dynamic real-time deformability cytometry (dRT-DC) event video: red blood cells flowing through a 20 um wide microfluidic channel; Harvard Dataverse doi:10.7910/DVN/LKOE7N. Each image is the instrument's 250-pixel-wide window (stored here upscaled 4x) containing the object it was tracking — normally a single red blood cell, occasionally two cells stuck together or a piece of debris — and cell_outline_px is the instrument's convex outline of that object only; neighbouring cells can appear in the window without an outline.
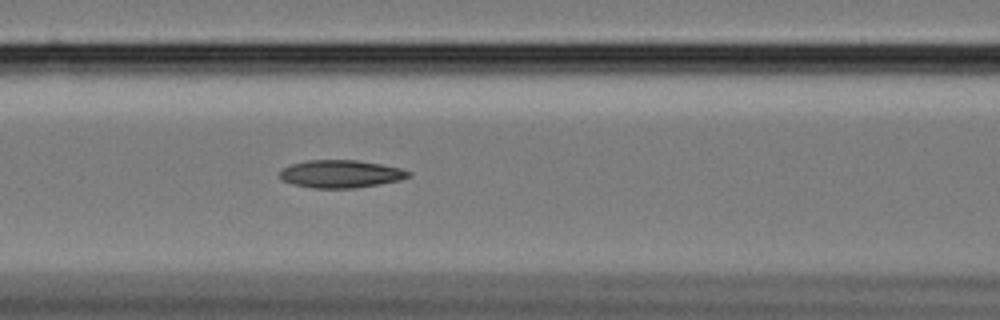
{"species": "Egyptian fruit bat (a non-hibernating species)", "species_latin": "Rousettus aegyptiacus", "temperature_condition": "cold", "stored_images_in_passage": 40, "camera_frame_rate_fps": 3000, "um_per_image_px": 0.085, "animal": {"sex": "female"}, "frame": {"image": 1, "passage_image": 20, "time_ms": 6.333, "image_size_px": [1000, 320], "cell_outline_px": [[412, 176], [400, 180], [352, 188], [312, 188], [292, 184], [280, 180], [280, 172], [284, 168], [292, 164], [308, 160], [356, 160], [380, 164], [400, 168], [412, 172]], "centroid_in_image_um": [28.96, 14.78], "position_along_channel_um": 137.6, "area_um2": 20.69}}
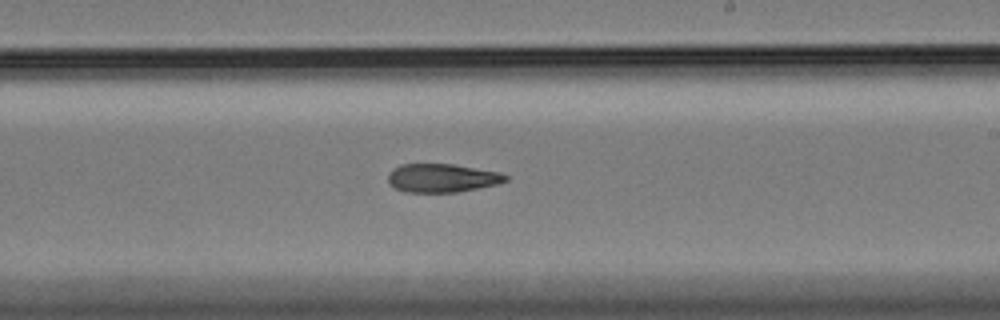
{"frame": {"image": 2, "passage_image": 30, "time_ms": 9.667, "image_size_px": [1000, 320], "cell_outline_px": [[508, 180], [496, 184], [456, 192], [404, 192], [388, 184], [388, 172], [392, 168], [400, 164], [452, 164], [500, 172], [508, 176]], "centroid_in_image_um": [37.52, 15.12], "position_along_channel_um": 251.5, "area_um2": 19.54}}
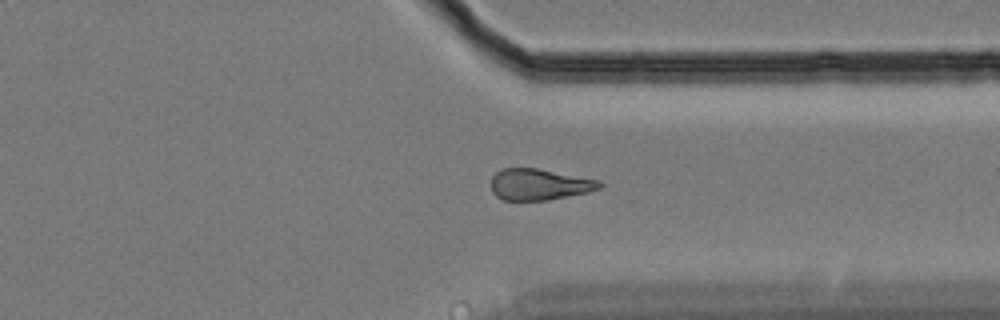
{"frame": {"image": 3, "passage_image": 40, "time_ms": 13.0, "image_size_px": [1000, 320], "cell_outline_px": [[604, 184], [600, 188], [588, 192], [548, 200], [504, 200], [496, 196], [492, 192], [492, 176], [500, 168], [536, 168], [600, 180]], "centroid_in_image_um": [45.84, 15.67], "position_along_channel_um": 365.6, "area_um2": 19.77}}